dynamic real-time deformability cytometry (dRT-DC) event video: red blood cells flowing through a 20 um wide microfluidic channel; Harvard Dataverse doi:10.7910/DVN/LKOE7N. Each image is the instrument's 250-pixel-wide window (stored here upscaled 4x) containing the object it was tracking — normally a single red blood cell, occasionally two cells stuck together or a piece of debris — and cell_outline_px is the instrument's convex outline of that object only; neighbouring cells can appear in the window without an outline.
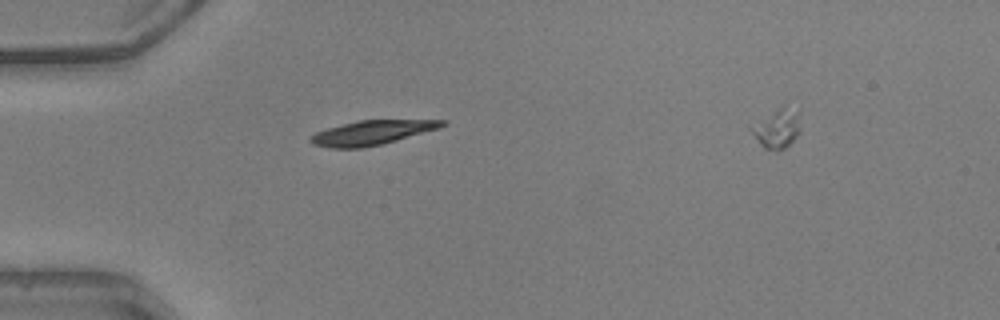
{"species": "common noctule bat (a hibernating species)", "species_latin": "Nyctalus noctula", "temperature_condition": "warm", "stored_images_in_passage": 34, "camera_frame_rate_fps": 3000, "um_per_image_px": 0.085, "animal": {"sex": "male", "body_mass_g": 20.5, "forearm_length_mm": 52.5}, "frame": {"image": 1, "passage_image": 1, "time_ms": 0.0, "image_size_px": [1000, 320], "cell_outline_px": [[448, 124], [440, 128], [396, 140], [380, 144], [360, 148], [332, 148], [312, 144], [308, 140], [308, 136], [316, 132], [328, 128], [356, 120], [448, 120]], "centroid_in_image_um": [31.59, 11.27], "position_along_channel_um": 53.4, "area_um2": 18.67}}
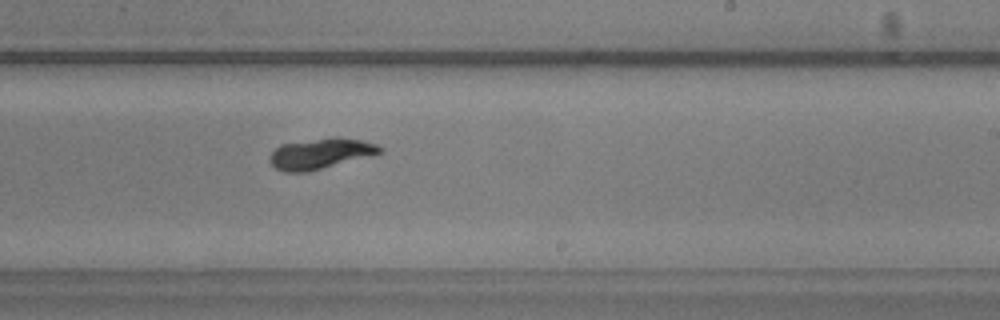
{"frame": {"image": 2, "passage_image": 17, "time_ms": 5.333, "image_size_px": [1000, 320], "cell_outline_px": [[384, 152], [308, 172], [284, 172], [276, 168], [268, 160], [268, 156], [280, 144], [332, 136], [340, 136], [360, 140], [376, 144], [384, 148]], "centroid_in_image_um": [27.24, 13.04], "position_along_channel_um": 261.8, "area_um2": 19.83}}
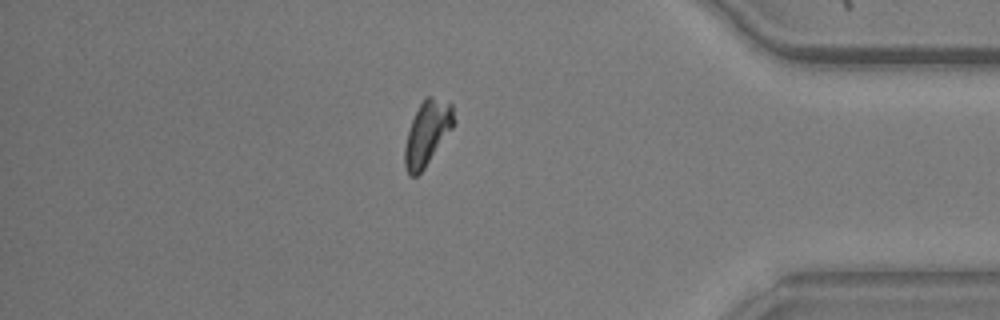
{"frame": {"image": 3, "passage_image": 29, "time_ms": 9.333, "image_size_px": [1000, 320], "cell_outline_px": [[452, 128], [424, 168], [416, 176], [408, 176], [404, 164], [404, 148], [408, 132], [412, 120], [424, 96], [432, 96], [452, 104]], "centroid_in_image_um": [36.27, 11.32], "position_along_channel_um": 398.9, "area_um2": 17.92}}